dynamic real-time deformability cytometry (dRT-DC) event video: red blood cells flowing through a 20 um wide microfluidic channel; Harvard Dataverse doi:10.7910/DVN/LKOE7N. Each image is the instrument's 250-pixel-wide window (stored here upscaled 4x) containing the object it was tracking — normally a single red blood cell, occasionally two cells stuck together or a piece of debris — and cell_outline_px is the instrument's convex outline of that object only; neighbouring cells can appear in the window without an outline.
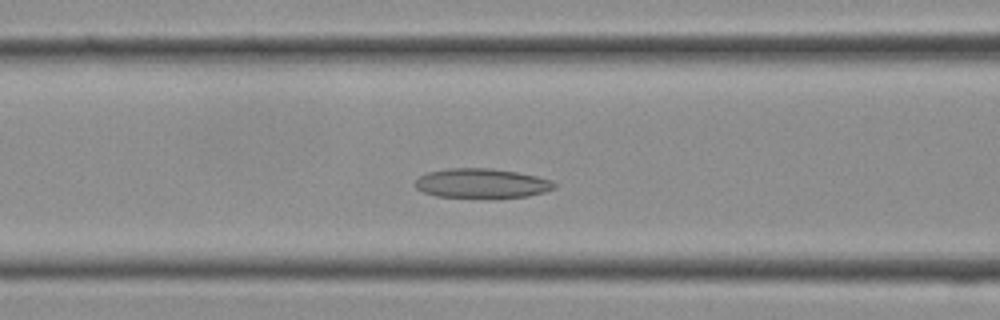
{"species": "Egyptian fruit bat (a non-hibernating species)", "species_latin": "Rousettus aegyptiacus", "temperature_condition": "cold", "stored_images_in_passage": 15, "camera_frame_rate_fps": 3000, "um_per_image_px": 0.085, "frame": {"image": 1, "passage_image": 9, "time_ms": 2.667, "image_size_px": [1000, 320], "cell_outline_px": [[556, 188], [544, 192], [528, 196], [436, 196], [424, 192], [416, 188], [416, 180], [420, 176], [428, 172], [448, 168], [488, 168], [516, 172], [536, 176], [552, 180], [556, 184]], "centroid_in_image_um": [40.96, 15.55], "position_along_channel_um": 125.6, "area_um2": 23.29}}
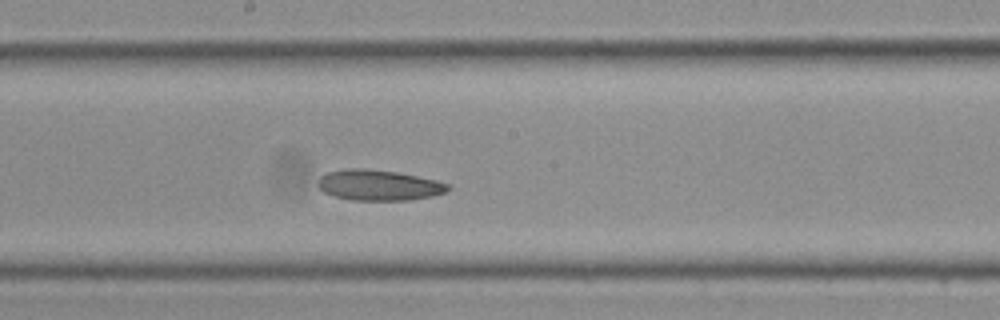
{"frame": {"image": 2, "passage_image": 13, "time_ms": 4.0, "image_size_px": [1000, 320], "cell_outline_px": [[452, 188], [444, 192], [432, 196], [408, 200], [352, 200], [332, 196], [324, 192], [320, 188], [320, 176], [328, 172], [348, 168], [364, 168], [396, 172], [436, 180], [448, 184]], "centroid_in_image_um": [32.2, 15.74], "position_along_channel_um": 216.0, "area_um2": 23.0}}
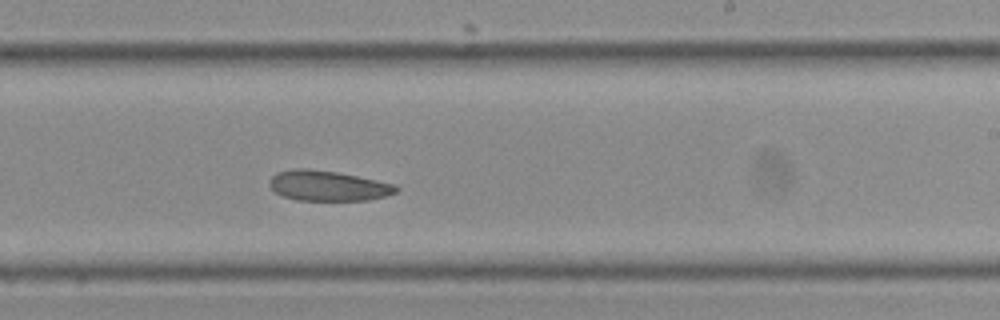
{"frame": {"image": 3, "passage_image": 15, "time_ms": 4.667, "image_size_px": [1000, 320], "cell_outline_px": [[400, 188], [396, 192], [384, 196], [368, 200], [296, 200], [284, 196], [276, 192], [268, 184], [268, 180], [276, 172], [292, 168], [308, 168], [336, 172], [396, 184]], "centroid_in_image_um": [27.85, 15.78], "position_along_channel_um": 261.2, "area_um2": 22.31}}